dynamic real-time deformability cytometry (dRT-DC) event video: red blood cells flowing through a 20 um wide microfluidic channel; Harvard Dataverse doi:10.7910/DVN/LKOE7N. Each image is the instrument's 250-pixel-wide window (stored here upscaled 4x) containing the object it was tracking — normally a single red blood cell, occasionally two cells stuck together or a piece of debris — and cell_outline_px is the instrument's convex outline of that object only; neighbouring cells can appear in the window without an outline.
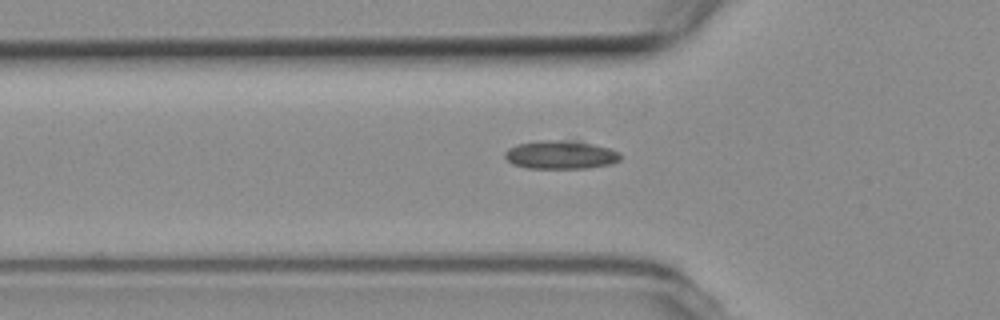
{"species": "common noctule bat (a hibernating species)", "species_latin": "Nyctalus noctula", "temperature_condition": "room temperature", "stored_images_in_passage": 57, "camera_frame_rate_fps": 3000, "um_per_image_px": 0.085, "animal": {"sex": "female", "body_mass_g": 19.3, "forearm_length_mm": 54.1}, "frame": {"image": 1, "passage_image": 20, "time_ms": 6.333, "image_size_px": [1000, 320], "cell_outline_px": [[620, 160], [612, 164], [588, 168], [524, 168], [512, 164], [504, 156], [504, 152], [508, 148], [516, 144], [540, 140], [580, 140], [608, 148], [620, 152]], "centroid_in_image_um": [47.65, 13.15], "position_along_channel_um": 78.2, "area_um2": 19.48}}
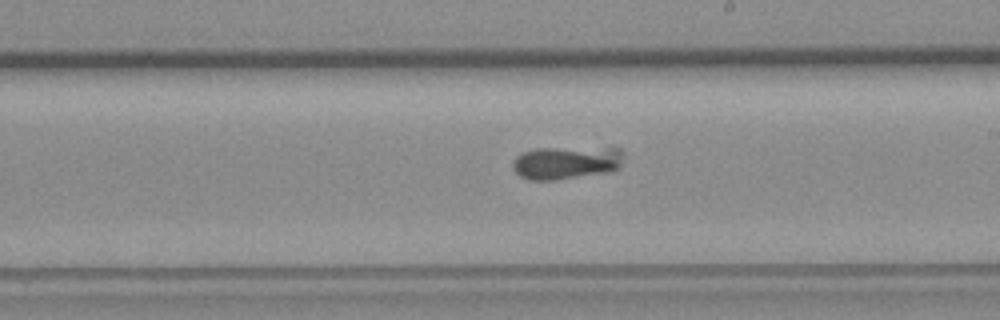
{"frame": {"image": 2, "passage_image": 33, "time_ms": 10.667, "image_size_px": [1000, 320], "cell_outline_px": [[624, 152], [620, 164], [616, 168], [608, 172], [556, 180], [528, 180], [520, 176], [512, 168], [512, 160], [516, 156], [524, 152], [536, 148], [620, 148]], "centroid_in_image_um": [48.09, 13.82], "position_along_channel_um": 240.9, "area_um2": 21.33}}
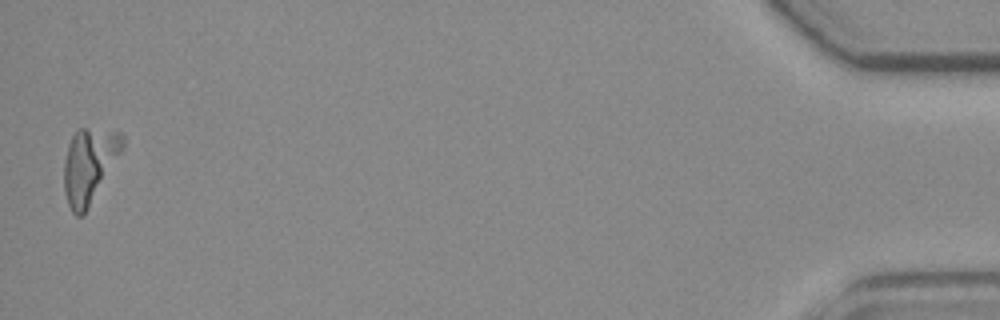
{"frame": {"image": 3, "passage_image": 56, "time_ms": 18.333, "image_size_px": [1000, 320], "cell_outline_px": [[124, 148], [84, 216], [76, 216], [72, 212], [68, 204], [64, 192], [64, 160], [68, 144], [72, 136], [80, 128], [84, 128], [120, 132], [124, 136]], "centroid_in_image_um": [7.58, 14.07], "position_along_channel_um": 427.6, "area_um2": 25.55}}